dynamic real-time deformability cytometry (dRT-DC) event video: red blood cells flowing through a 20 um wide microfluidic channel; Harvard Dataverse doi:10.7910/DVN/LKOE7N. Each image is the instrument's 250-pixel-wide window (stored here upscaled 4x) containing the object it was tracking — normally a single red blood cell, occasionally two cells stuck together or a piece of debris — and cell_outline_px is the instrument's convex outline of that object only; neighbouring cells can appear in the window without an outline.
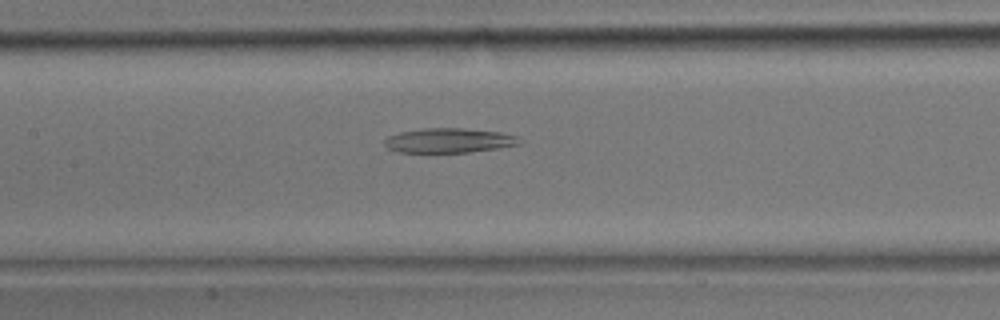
{"species": "common noctule bat (a hibernating species)", "species_latin": "Nyctalus noctula", "temperature_condition": "room temperature", "stored_images_in_passage": 33, "segment_of_instrument_passage": [1, 2], "camera_frame_rate_fps": 3000, "um_per_image_px": 0.085, "animal": {"sex": "male", "body_mass_g": 17.9}, "frame": {"image": 1, "passage_image": 15, "time_ms": 4.667, "image_size_px": [1000, 320], "cell_outline_px": [[524, 140], [520, 144], [500, 148], [468, 152], [400, 152], [388, 148], [384, 144], [384, 140], [388, 136], [400, 132], [424, 128], [464, 128], [500, 132], [516, 136]], "centroid_in_image_um": [38.2, 11.94], "position_along_channel_um": 169.2, "area_um2": 19.36}}
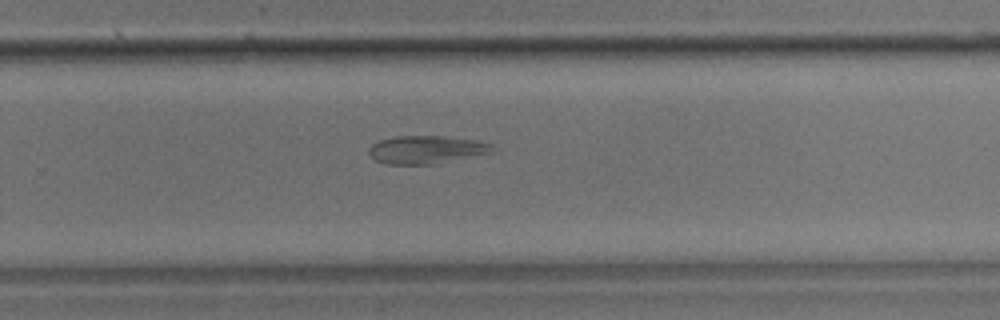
{"frame": {"image": 2, "passage_image": 21, "time_ms": 6.667, "image_size_px": [1000, 320], "cell_outline_px": [[492, 152], [432, 164], [384, 164], [376, 160], [368, 152], [368, 148], [372, 144], [380, 140], [396, 136], [444, 136], [472, 140], [492, 144]], "centroid_in_image_um": [36.17, 12.72], "position_along_channel_um": 293.6, "area_um2": 19.77}}
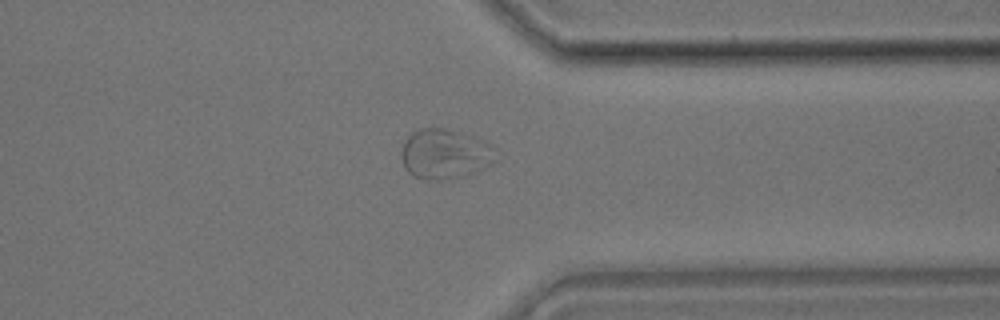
{"frame": {"image": 3, "passage_image": 25, "time_ms": 8.0, "image_size_px": [1000, 320], "cell_outline_px": [[496, 160], [492, 164], [476, 172], [464, 176], [436, 180], [428, 180], [412, 176], [404, 168], [400, 156], [400, 152], [404, 140], [412, 132], [420, 128], [444, 128], [484, 140], [496, 148]], "centroid_in_image_um": [37.8, 13.1], "position_along_channel_um": 373.6, "area_um2": 27.8}}